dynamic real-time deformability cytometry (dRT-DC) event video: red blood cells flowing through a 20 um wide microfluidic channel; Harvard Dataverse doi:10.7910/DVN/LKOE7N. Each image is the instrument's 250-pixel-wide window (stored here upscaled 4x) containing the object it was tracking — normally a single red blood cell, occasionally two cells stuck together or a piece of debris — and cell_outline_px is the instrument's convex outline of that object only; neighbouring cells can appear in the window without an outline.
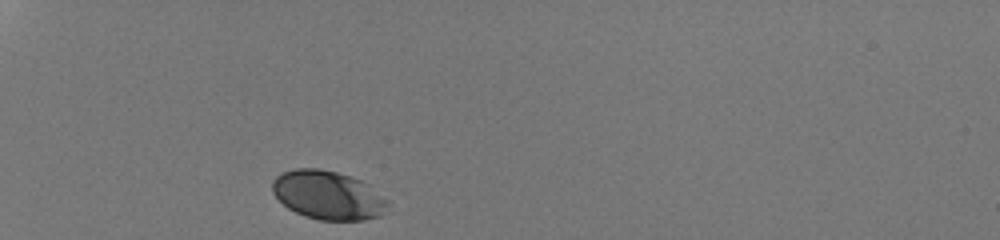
{"species": "human", "species_latin": "Homo sapiens", "temperature_condition": "room temperature", "stored_images_in_passage": 29, "camera_frame_rate_fps": 3000, "um_per_image_px": 0.085, "donor": {"sex": "male"}, "frame": {"image": 1, "passage_image": 1, "time_ms": 0.0, "image_size_px": [1000, 240], "cell_outline_px": [[388, 204], [380, 216], [364, 220], [320, 220], [304, 216], [288, 208], [272, 192], [272, 180], [276, 176], [284, 172], [296, 168], [320, 168], [352, 176], [368, 184], [388, 200]], "centroid_in_image_um": [27.87, 16.58], "position_along_channel_um": 57.1, "area_um2": 32.71}}
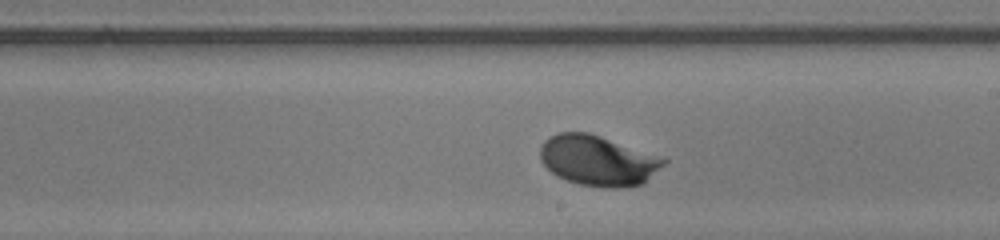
{"frame": {"image": 2, "passage_image": 17, "time_ms": 5.333, "image_size_px": [1000, 240], "cell_outline_px": [[668, 160], [644, 184], [624, 188], [604, 188], [580, 184], [556, 176], [540, 160], [540, 148], [544, 140], [560, 132], [588, 132], [600, 136]], "centroid_in_image_um": [50.8, 13.67], "position_along_channel_um": 238.2, "area_um2": 35.84}}
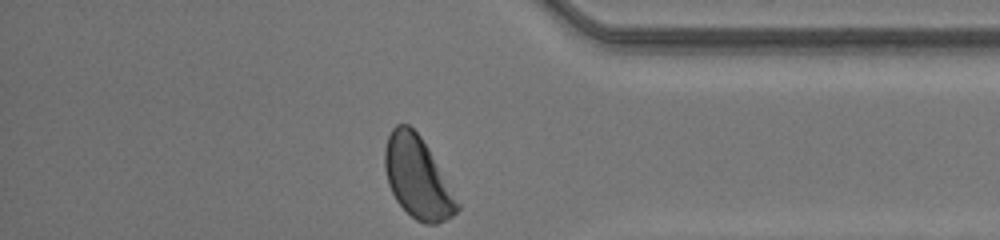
{"frame": {"image": 3, "passage_image": 29, "time_ms": 9.333, "image_size_px": [1000, 240], "cell_outline_px": [[460, 208], [452, 216], [436, 224], [428, 224], [416, 220], [396, 200], [388, 184], [384, 168], [384, 148], [388, 136], [392, 128], [396, 124], [408, 124], [420, 136], [428, 148], [460, 204]], "centroid_in_image_um": [35.46, 15.08], "position_along_channel_um": 399.7, "area_um2": 33.93}, "authors_computed_cell_mechanics": {"area_um2": 33.9286, "velocity_mm_per_s": 4.1755, "shape_relaxation_time_tau1_ms": 1.5518, "shape_relaxation_time_tau2_ms": null, "deformation_change_tau1": 0.095, "deformation_change_tau2": null}}